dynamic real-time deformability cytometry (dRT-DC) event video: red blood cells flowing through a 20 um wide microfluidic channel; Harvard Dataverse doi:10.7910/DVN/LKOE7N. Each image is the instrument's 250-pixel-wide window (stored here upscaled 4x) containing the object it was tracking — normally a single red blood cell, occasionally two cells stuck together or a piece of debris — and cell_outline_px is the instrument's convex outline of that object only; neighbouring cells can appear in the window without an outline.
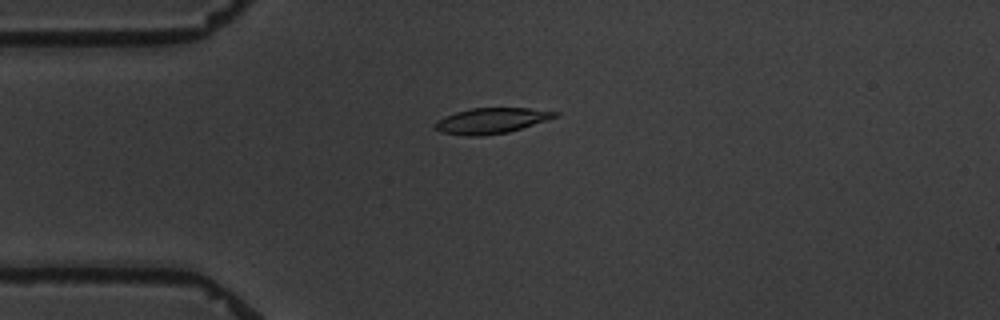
{"species": "common noctule bat (a hibernating species)", "species_latin": "Nyctalus noctula", "temperature_condition": "warm", "stored_images_in_passage": 2, "camera_frame_rate_fps": 3000, "um_per_image_px": 0.085, "animal": {"sex": "male", "body_mass_g": 19.5, "forearm_length_mm": 54.6}, "frame": {"image": 1, "passage_image": 2, "time_ms": 2.0, "image_size_px": [1000, 320], "cell_outline_px": [[560, 116], [508, 132], [484, 136], [464, 136], [440, 132], [432, 128], [432, 124], [436, 120], [444, 116], [456, 112], [472, 108], [528, 108], [560, 112]], "centroid_in_image_um": [41.71, 10.27], "position_along_channel_um": 43.3, "area_um2": 18.15}}